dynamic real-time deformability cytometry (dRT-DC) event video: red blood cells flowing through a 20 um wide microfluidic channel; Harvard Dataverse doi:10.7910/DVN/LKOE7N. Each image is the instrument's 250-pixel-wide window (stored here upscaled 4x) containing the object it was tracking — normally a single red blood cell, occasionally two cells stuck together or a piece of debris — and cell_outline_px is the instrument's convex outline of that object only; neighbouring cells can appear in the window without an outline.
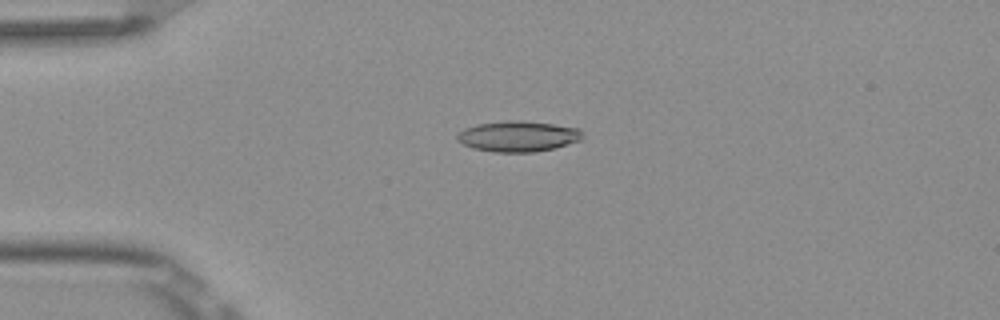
{"species": "Egyptian fruit bat (a non-hibernating species)", "species_latin": "Rousettus aegyptiacus", "temperature_condition": "room temperature", "stored_images_in_passage": 7, "camera_frame_rate_fps": 3000, "um_per_image_px": 0.085, "frame": {"image": 1, "passage_image": 3, "time_ms": 0.667, "image_size_px": [1000, 320], "cell_outline_px": [[584, 140], [556, 148], [536, 152], [496, 152], [472, 148], [456, 140], [456, 136], [464, 128], [480, 124], [504, 120], [520, 120], [552, 124], [580, 128], [584, 136]], "centroid_in_image_um": [44.09, 11.59], "position_along_channel_um": 40.9, "area_um2": 22.66}}
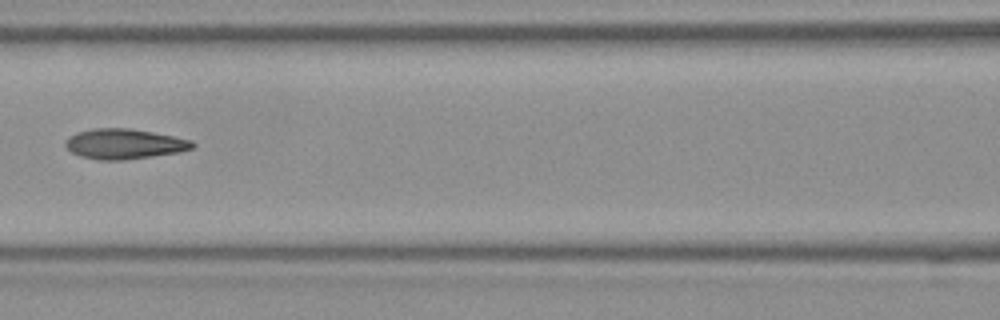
{"frame": {"image": 2, "passage_image": 6, "time_ms": 1.667, "image_size_px": [1000, 320], "cell_outline_px": [[196, 144], [192, 148], [180, 152], [124, 160], [96, 160], [80, 156], [72, 152], [64, 144], [64, 140], [68, 136], [76, 132], [92, 128], [132, 128], [192, 140]], "centroid_in_image_um": [10.53, 12.23], "position_along_channel_um": 156.1, "area_um2": 22.48}}
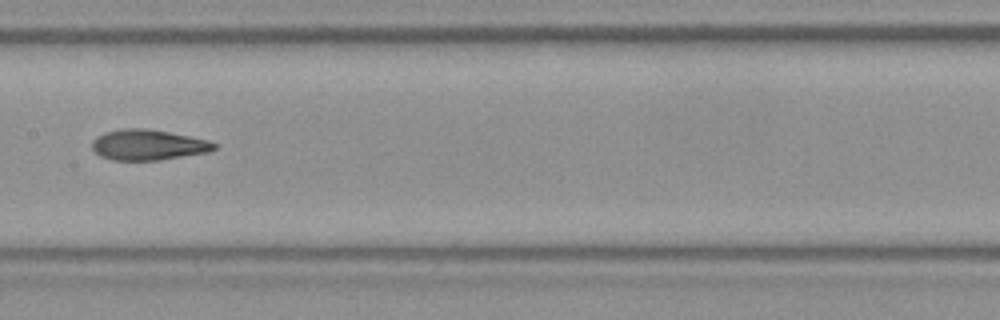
{"frame": {"image": 3, "passage_image": 7, "time_ms": 2.0, "image_size_px": [1000, 320], "cell_outline_px": [[216, 148], [208, 152], [160, 160], [112, 160], [100, 156], [92, 152], [92, 140], [96, 136], [104, 132], [120, 128], [144, 128], [168, 132], [208, 140], [216, 144]], "centroid_in_image_um": [12.52, 12.31], "position_along_channel_um": 194.9, "area_um2": 21.85}}